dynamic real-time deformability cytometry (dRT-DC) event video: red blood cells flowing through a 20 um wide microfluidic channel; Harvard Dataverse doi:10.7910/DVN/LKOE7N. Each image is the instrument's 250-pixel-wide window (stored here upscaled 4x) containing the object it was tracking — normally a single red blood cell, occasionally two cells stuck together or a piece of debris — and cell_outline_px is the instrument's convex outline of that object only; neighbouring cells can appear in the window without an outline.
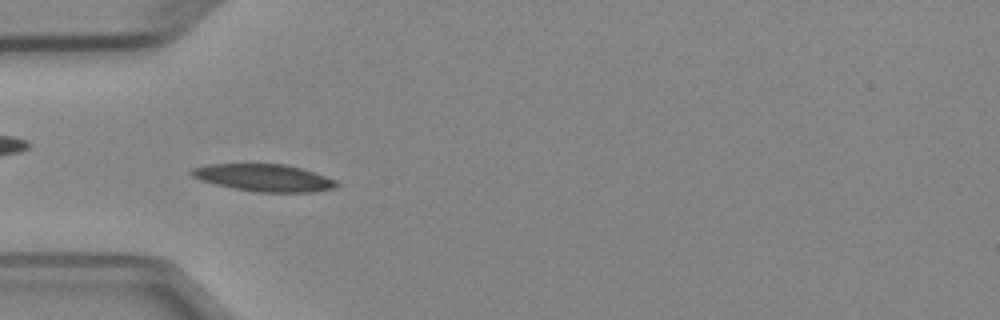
{"species": "Egyptian fruit bat (a non-hibernating species)", "species_latin": "Rousettus aegyptiacus", "temperature_condition": "cold", "stored_images_in_passage": 6, "camera_frame_rate_fps": 3000, "um_per_image_px": 0.085, "animal": {"sex": "female"}, "frame": {"image": 1, "passage_image": 5, "time_ms": 5.667, "image_size_px": [1000, 320], "cell_outline_px": [[340, 184], [336, 188], [312, 192], [256, 192], [216, 184], [200, 180], [192, 176], [188, 172], [192, 168], [208, 164], [284, 164], [300, 168], [336, 180]], "centroid_in_image_um": [22.43, 15.11], "position_along_channel_um": 62.6, "area_um2": 22.83}}